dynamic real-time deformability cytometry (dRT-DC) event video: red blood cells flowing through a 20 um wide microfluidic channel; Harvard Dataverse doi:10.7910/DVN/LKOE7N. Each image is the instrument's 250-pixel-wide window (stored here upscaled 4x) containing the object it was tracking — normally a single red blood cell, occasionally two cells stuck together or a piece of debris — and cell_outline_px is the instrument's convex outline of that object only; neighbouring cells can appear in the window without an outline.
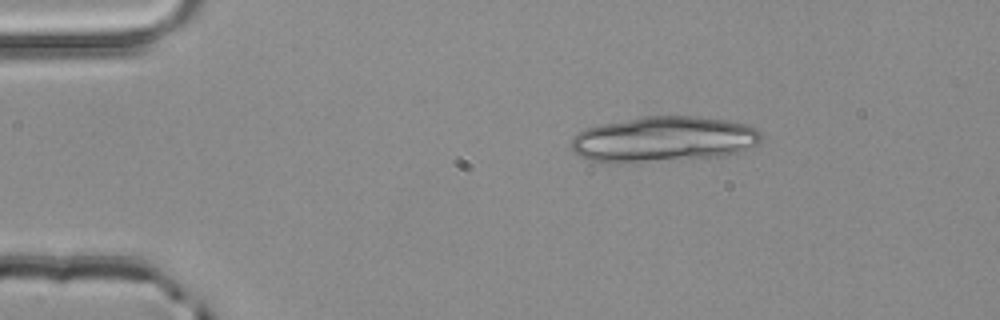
{"species": "common noctule bat (a hibernating species)", "species_latin": "Nyctalus noctula", "temperature_condition": "room temperature", "stored_images_in_passage": 5, "segment_of_instrument_passage": [2, 2], "camera_frame_rate_fps": 3000, "um_per_image_px": 0.085, "animal": {"sex": "male", "body_mass_g": 20.4}, "frame": {"image": 1, "passage_image": 5, "time_ms": 1.333, "image_size_px": [1000, 320], "cell_outline_px": [[760, 140], [756, 144], [736, 152], [724, 156], [640, 164], [616, 164], [588, 160], [580, 156], [572, 148], [572, 136], [584, 128], [600, 124], [644, 116], [696, 116], [728, 120], [748, 124], [756, 128], [760, 132]], "centroid_in_image_um": [56.35, 11.86], "position_along_channel_um": 28.6, "area_um2": 51.38}}